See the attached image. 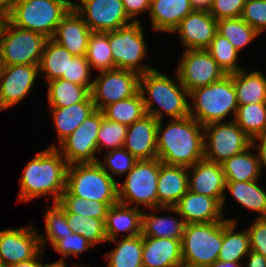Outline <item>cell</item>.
Here are the masks:
<instances>
[{
    "mask_svg": "<svg viewBox=\"0 0 266 267\" xmlns=\"http://www.w3.org/2000/svg\"><path fill=\"white\" fill-rule=\"evenodd\" d=\"M157 158L166 165L191 167L204 159V130L191 116L157 125Z\"/></svg>",
    "mask_w": 266,
    "mask_h": 267,
    "instance_id": "obj_1",
    "label": "cell"
},
{
    "mask_svg": "<svg viewBox=\"0 0 266 267\" xmlns=\"http://www.w3.org/2000/svg\"><path fill=\"white\" fill-rule=\"evenodd\" d=\"M69 164L56 148H46L27 162L20 183L19 202L47 196L52 203H58L66 190ZM50 194V195H49ZM52 195V196H51Z\"/></svg>",
    "mask_w": 266,
    "mask_h": 267,
    "instance_id": "obj_2",
    "label": "cell"
},
{
    "mask_svg": "<svg viewBox=\"0 0 266 267\" xmlns=\"http://www.w3.org/2000/svg\"><path fill=\"white\" fill-rule=\"evenodd\" d=\"M175 75L176 80L153 69L139 77V91L146 113L158 121L163 120L164 115L169 116V120L190 116L189 92L180 82L178 74Z\"/></svg>",
    "mask_w": 266,
    "mask_h": 267,
    "instance_id": "obj_3",
    "label": "cell"
},
{
    "mask_svg": "<svg viewBox=\"0 0 266 267\" xmlns=\"http://www.w3.org/2000/svg\"><path fill=\"white\" fill-rule=\"evenodd\" d=\"M190 116L205 126L213 122H226L231 115H236L238 102L232 74L210 85L199 87L189 93Z\"/></svg>",
    "mask_w": 266,
    "mask_h": 267,
    "instance_id": "obj_4",
    "label": "cell"
},
{
    "mask_svg": "<svg viewBox=\"0 0 266 267\" xmlns=\"http://www.w3.org/2000/svg\"><path fill=\"white\" fill-rule=\"evenodd\" d=\"M71 0H16L7 20L18 28L52 38L61 19L72 8Z\"/></svg>",
    "mask_w": 266,
    "mask_h": 267,
    "instance_id": "obj_5",
    "label": "cell"
},
{
    "mask_svg": "<svg viewBox=\"0 0 266 267\" xmlns=\"http://www.w3.org/2000/svg\"><path fill=\"white\" fill-rule=\"evenodd\" d=\"M161 163L158 158L137 160L123 176L124 181L117 182L118 202L142 210L158 208L157 182Z\"/></svg>",
    "mask_w": 266,
    "mask_h": 267,
    "instance_id": "obj_6",
    "label": "cell"
},
{
    "mask_svg": "<svg viewBox=\"0 0 266 267\" xmlns=\"http://www.w3.org/2000/svg\"><path fill=\"white\" fill-rule=\"evenodd\" d=\"M66 189L82 199L118 202V186L97 162L74 163L67 169Z\"/></svg>",
    "mask_w": 266,
    "mask_h": 267,
    "instance_id": "obj_7",
    "label": "cell"
},
{
    "mask_svg": "<svg viewBox=\"0 0 266 267\" xmlns=\"http://www.w3.org/2000/svg\"><path fill=\"white\" fill-rule=\"evenodd\" d=\"M223 241V221L186 224L181 239L183 261L210 267L218 260Z\"/></svg>",
    "mask_w": 266,
    "mask_h": 267,
    "instance_id": "obj_8",
    "label": "cell"
},
{
    "mask_svg": "<svg viewBox=\"0 0 266 267\" xmlns=\"http://www.w3.org/2000/svg\"><path fill=\"white\" fill-rule=\"evenodd\" d=\"M142 27V23L138 21L109 32V46L115 69L130 70L139 75L155 69L142 61L149 52Z\"/></svg>",
    "mask_w": 266,
    "mask_h": 267,
    "instance_id": "obj_9",
    "label": "cell"
},
{
    "mask_svg": "<svg viewBox=\"0 0 266 267\" xmlns=\"http://www.w3.org/2000/svg\"><path fill=\"white\" fill-rule=\"evenodd\" d=\"M47 37L16 27L7 19L0 33V57L4 66L39 65Z\"/></svg>",
    "mask_w": 266,
    "mask_h": 267,
    "instance_id": "obj_10",
    "label": "cell"
},
{
    "mask_svg": "<svg viewBox=\"0 0 266 267\" xmlns=\"http://www.w3.org/2000/svg\"><path fill=\"white\" fill-rule=\"evenodd\" d=\"M204 158L222 164L252 145V139L233 120L203 126Z\"/></svg>",
    "mask_w": 266,
    "mask_h": 267,
    "instance_id": "obj_11",
    "label": "cell"
},
{
    "mask_svg": "<svg viewBox=\"0 0 266 267\" xmlns=\"http://www.w3.org/2000/svg\"><path fill=\"white\" fill-rule=\"evenodd\" d=\"M103 120V112L95 110L84 122L59 145L52 144L67 163L97 162L98 155L97 137Z\"/></svg>",
    "mask_w": 266,
    "mask_h": 267,
    "instance_id": "obj_12",
    "label": "cell"
},
{
    "mask_svg": "<svg viewBox=\"0 0 266 267\" xmlns=\"http://www.w3.org/2000/svg\"><path fill=\"white\" fill-rule=\"evenodd\" d=\"M139 77L138 73L124 69L99 72L90 90L95 109L102 111L109 104L134 96L139 91Z\"/></svg>",
    "mask_w": 266,
    "mask_h": 267,
    "instance_id": "obj_13",
    "label": "cell"
},
{
    "mask_svg": "<svg viewBox=\"0 0 266 267\" xmlns=\"http://www.w3.org/2000/svg\"><path fill=\"white\" fill-rule=\"evenodd\" d=\"M180 59L175 73L189 93L227 75L205 49L185 50Z\"/></svg>",
    "mask_w": 266,
    "mask_h": 267,
    "instance_id": "obj_14",
    "label": "cell"
},
{
    "mask_svg": "<svg viewBox=\"0 0 266 267\" xmlns=\"http://www.w3.org/2000/svg\"><path fill=\"white\" fill-rule=\"evenodd\" d=\"M72 7L92 32H111L133 21L125 12L122 0H77Z\"/></svg>",
    "mask_w": 266,
    "mask_h": 267,
    "instance_id": "obj_15",
    "label": "cell"
},
{
    "mask_svg": "<svg viewBox=\"0 0 266 267\" xmlns=\"http://www.w3.org/2000/svg\"><path fill=\"white\" fill-rule=\"evenodd\" d=\"M33 226L0 230V260L6 267L28 261L42 250L39 232Z\"/></svg>",
    "mask_w": 266,
    "mask_h": 267,
    "instance_id": "obj_16",
    "label": "cell"
},
{
    "mask_svg": "<svg viewBox=\"0 0 266 267\" xmlns=\"http://www.w3.org/2000/svg\"><path fill=\"white\" fill-rule=\"evenodd\" d=\"M39 77L38 65L4 66L0 78V111L17 105L28 97Z\"/></svg>",
    "mask_w": 266,
    "mask_h": 267,
    "instance_id": "obj_17",
    "label": "cell"
},
{
    "mask_svg": "<svg viewBox=\"0 0 266 267\" xmlns=\"http://www.w3.org/2000/svg\"><path fill=\"white\" fill-rule=\"evenodd\" d=\"M225 187L226 179L221 164L204 158L188 168V189L194 193L217 198L221 202L224 215L228 197Z\"/></svg>",
    "mask_w": 266,
    "mask_h": 267,
    "instance_id": "obj_18",
    "label": "cell"
},
{
    "mask_svg": "<svg viewBox=\"0 0 266 267\" xmlns=\"http://www.w3.org/2000/svg\"><path fill=\"white\" fill-rule=\"evenodd\" d=\"M172 212L181 216L186 224L211 223L223 221L221 202L202 194L188 191L174 207H163V212Z\"/></svg>",
    "mask_w": 266,
    "mask_h": 267,
    "instance_id": "obj_19",
    "label": "cell"
},
{
    "mask_svg": "<svg viewBox=\"0 0 266 267\" xmlns=\"http://www.w3.org/2000/svg\"><path fill=\"white\" fill-rule=\"evenodd\" d=\"M176 32L185 50L206 49L217 33V20L209 11L193 10L181 20Z\"/></svg>",
    "mask_w": 266,
    "mask_h": 267,
    "instance_id": "obj_20",
    "label": "cell"
},
{
    "mask_svg": "<svg viewBox=\"0 0 266 267\" xmlns=\"http://www.w3.org/2000/svg\"><path fill=\"white\" fill-rule=\"evenodd\" d=\"M158 120L146 114L143 118L128 126L124 148L136 159L157 158Z\"/></svg>",
    "mask_w": 266,
    "mask_h": 267,
    "instance_id": "obj_21",
    "label": "cell"
},
{
    "mask_svg": "<svg viewBox=\"0 0 266 267\" xmlns=\"http://www.w3.org/2000/svg\"><path fill=\"white\" fill-rule=\"evenodd\" d=\"M91 30L72 7L61 19L52 39L73 56H85Z\"/></svg>",
    "mask_w": 266,
    "mask_h": 267,
    "instance_id": "obj_22",
    "label": "cell"
},
{
    "mask_svg": "<svg viewBox=\"0 0 266 267\" xmlns=\"http://www.w3.org/2000/svg\"><path fill=\"white\" fill-rule=\"evenodd\" d=\"M143 210L121 203L111 205L105 221L107 240H115L122 233L121 238L134 237L142 233ZM127 234V235H124Z\"/></svg>",
    "mask_w": 266,
    "mask_h": 267,
    "instance_id": "obj_23",
    "label": "cell"
},
{
    "mask_svg": "<svg viewBox=\"0 0 266 267\" xmlns=\"http://www.w3.org/2000/svg\"><path fill=\"white\" fill-rule=\"evenodd\" d=\"M188 191V168L161 163L157 182L158 207H174Z\"/></svg>",
    "mask_w": 266,
    "mask_h": 267,
    "instance_id": "obj_24",
    "label": "cell"
},
{
    "mask_svg": "<svg viewBox=\"0 0 266 267\" xmlns=\"http://www.w3.org/2000/svg\"><path fill=\"white\" fill-rule=\"evenodd\" d=\"M182 261L181 239L143 237V267H173Z\"/></svg>",
    "mask_w": 266,
    "mask_h": 267,
    "instance_id": "obj_25",
    "label": "cell"
},
{
    "mask_svg": "<svg viewBox=\"0 0 266 267\" xmlns=\"http://www.w3.org/2000/svg\"><path fill=\"white\" fill-rule=\"evenodd\" d=\"M193 10L189 0H151L148 14L152 30L173 33Z\"/></svg>",
    "mask_w": 266,
    "mask_h": 267,
    "instance_id": "obj_26",
    "label": "cell"
},
{
    "mask_svg": "<svg viewBox=\"0 0 266 267\" xmlns=\"http://www.w3.org/2000/svg\"><path fill=\"white\" fill-rule=\"evenodd\" d=\"M49 109V114H51L55 125L58 145L96 110L90 95L81 103L72 104L67 107H50Z\"/></svg>",
    "mask_w": 266,
    "mask_h": 267,
    "instance_id": "obj_27",
    "label": "cell"
},
{
    "mask_svg": "<svg viewBox=\"0 0 266 267\" xmlns=\"http://www.w3.org/2000/svg\"><path fill=\"white\" fill-rule=\"evenodd\" d=\"M237 220H223V241L218 254V260L242 262L251 251L250 238L247 229L237 231Z\"/></svg>",
    "mask_w": 266,
    "mask_h": 267,
    "instance_id": "obj_28",
    "label": "cell"
},
{
    "mask_svg": "<svg viewBox=\"0 0 266 267\" xmlns=\"http://www.w3.org/2000/svg\"><path fill=\"white\" fill-rule=\"evenodd\" d=\"M238 105L266 103V76L259 70L232 73Z\"/></svg>",
    "mask_w": 266,
    "mask_h": 267,
    "instance_id": "obj_29",
    "label": "cell"
},
{
    "mask_svg": "<svg viewBox=\"0 0 266 267\" xmlns=\"http://www.w3.org/2000/svg\"><path fill=\"white\" fill-rule=\"evenodd\" d=\"M148 210L151 212L153 210L155 213L143 212L141 233L143 237L182 239L186 223L181 216L180 219L174 218L173 215L158 216L156 211H163V207Z\"/></svg>",
    "mask_w": 266,
    "mask_h": 267,
    "instance_id": "obj_30",
    "label": "cell"
},
{
    "mask_svg": "<svg viewBox=\"0 0 266 267\" xmlns=\"http://www.w3.org/2000/svg\"><path fill=\"white\" fill-rule=\"evenodd\" d=\"M258 181H226L225 192L229 191L233 199L251 212L257 213V218H266V190Z\"/></svg>",
    "mask_w": 266,
    "mask_h": 267,
    "instance_id": "obj_31",
    "label": "cell"
},
{
    "mask_svg": "<svg viewBox=\"0 0 266 267\" xmlns=\"http://www.w3.org/2000/svg\"><path fill=\"white\" fill-rule=\"evenodd\" d=\"M74 56L52 38L47 39L39 62V75L46 82L67 76V67Z\"/></svg>",
    "mask_w": 266,
    "mask_h": 267,
    "instance_id": "obj_32",
    "label": "cell"
},
{
    "mask_svg": "<svg viewBox=\"0 0 266 267\" xmlns=\"http://www.w3.org/2000/svg\"><path fill=\"white\" fill-rule=\"evenodd\" d=\"M253 146L245 149L223 162L222 168L226 181H254L261 177L259 158Z\"/></svg>",
    "mask_w": 266,
    "mask_h": 267,
    "instance_id": "obj_33",
    "label": "cell"
},
{
    "mask_svg": "<svg viewBox=\"0 0 266 267\" xmlns=\"http://www.w3.org/2000/svg\"><path fill=\"white\" fill-rule=\"evenodd\" d=\"M119 239V240H118ZM108 243L117 245L106 253L107 267H143V236L137 235L128 238L108 240Z\"/></svg>",
    "mask_w": 266,
    "mask_h": 267,
    "instance_id": "obj_34",
    "label": "cell"
},
{
    "mask_svg": "<svg viewBox=\"0 0 266 267\" xmlns=\"http://www.w3.org/2000/svg\"><path fill=\"white\" fill-rule=\"evenodd\" d=\"M47 101L49 107H67L83 102L90 91L82 85H77L65 79L47 82Z\"/></svg>",
    "mask_w": 266,
    "mask_h": 267,
    "instance_id": "obj_35",
    "label": "cell"
},
{
    "mask_svg": "<svg viewBox=\"0 0 266 267\" xmlns=\"http://www.w3.org/2000/svg\"><path fill=\"white\" fill-rule=\"evenodd\" d=\"M102 112L108 120L126 126L132 125L147 114L140 91L128 99L109 104Z\"/></svg>",
    "mask_w": 266,
    "mask_h": 267,
    "instance_id": "obj_36",
    "label": "cell"
},
{
    "mask_svg": "<svg viewBox=\"0 0 266 267\" xmlns=\"http://www.w3.org/2000/svg\"><path fill=\"white\" fill-rule=\"evenodd\" d=\"M58 203L65 210V213L79 214L106 221L107 212L110 206L118 202H99L95 200L82 199L81 197L73 196L66 189L61 194Z\"/></svg>",
    "mask_w": 266,
    "mask_h": 267,
    "instance_id": "obj_37",
    "label": "cell"
},
{
    "mask_svg": "<svg viewBox=\"0 0 266 267\" xmlns=\"http://www.w3.org/2000/svg\"><path fill=\"white\" fill-rule=\"evenodd\" d=\"M234 121L251 139L266 133V103L239 105Z\"/></svg>",
    "mask_w": 266,
    "mask_h": 267,
    "instance_id": "obj_38",
    "label": "cell"
},
{
    "mask_svg": "<svg viewBox=\"0 0 266 267\" xmlns=\"http://www.w3.org/2000/svg\"><path fill=\"white\" fill-rule=\"evenodd\" d=\"M46 204L44 210L45 217V233L46 235H42L39 232L40 246L41 249L44 250L47 246V242L51 243V246L62 236L66 234H72L73 231L67 224L66 213L65 210L59 205V203Z\"/></svg>",
    "mask_w": 266,
    "mask_h": 267,
    "instance_id": "obj_39",
    "label": "cell"
},
{
    "mask_svg": "<svg viewBox=\"0 0 266 267\" xmlns=\"http://www.w3.org/2000/svg\"><path fill=\"white\" fill-rule=\"evenodd\" d=\"M85 57L93 70L101 72L115 69L109 46V32H91Z\"/></svg>",
    "mask_w": 266,
    "mask_h": 267,
    "instance_id": "obj_40",
    "label": "cell"
},
{
    "mask_svg": "<svg viewBox=\"0 0 266 267\" xmlns=\"http://www.w3.org/2000/svg\"><path fill=\"white\" fill-rule=\"evenodd\" d=\"M217 32L223 37H226L239 52L260 35L241 17L218 20Z\"/></svg>",
    "mask_w": 266,
    "mask_h": 267,
    "instance_id": "obj_41",
    "label": "cell"
},
{
    "mask_svg": "<svg viewBox=\"0 0 266 267\" xmlns=\"http://www.w3.org/2000/svg\"><path fill=\"white\" fill-rule=\"evenodd\" d=\"M205 50L226 74H232L244 69L237 63L240 52L234 48L226 37H223L218 32Z\"/></svg>",
    "mask_w": 266,
    "mask_h": 267,
    "instance_id": "obj_42",
    "label": "cell"
},
{
    "mask_svg": "<svg viewBox=\"0 0 266 267\" xmlns=\"http://www.w3.org/2000/svg\"><path fill=\"white\" fill-rule=\"evenodd\" d=\"M66 219L73 233L86 238L94 248L100 243H107L104 220L73 213H66Z\"/></svg>",
    "mask_w": 266,
    "mask_h": 267,
    "instance_id": "obj_43",
    "label": "cell"
},
{
    "mask_svg": "<svg viewBox=\"0 0 266 267\" xmlns=\"http://www.w3.org/2000/svg\"><path fill=\"white\" fill-rule=\"evenodd\" d=\"M128 126L118 122L110 121L104 117L98 131L97 145L98 153L104 152V148L109 151L122 148L127 135Z\"/></svg>",
    "mask_w": 266,
    "mask_h": 267,
    "instance_id": "obj_44",
    "label": "cell"
},
{
    "mask_svg": "<svg viewBox=\"0 0 266 267\" xmlns=\"http://www.w3.org/2000/svg\"><path fill=\"white\" fill-rule=\"evenodd\" d=\"M103 161L97 160V163L115 180L116 176L126 175L135 165L136 159L124 147L111 150L104 154Z\"/></svg>",
    "mask_w": 266,
    "mask_h": 267,
    "instance_id": "obj_45",
    "label": "cell"
},
{
    "mask_svg": "<svg viewBox=\"0 0 266 267\" xmlns=\"http://www.w3.org/2000/svg\"><path fill=\"white\" fill-rule=\"evenodd\" d=\"M91 247L94 246L78 233L66 234L52 245L54 251L61 255L58 261H66L65 259L71 256L80 257V254L88 251Z\"/></svg>",
    "mask_w": 266,
    "mask_h": 267,
    "instance_id": "obj_46",
    "label": "cell"
},
{
    "mask_svg": "<svg viewBox=\"0 0 266 267\" xmlns=\"http://www.w3.org/2000/svg\"><path fill=\"white\" fill-rule=\"evenodd\" d=\"M91 74L92 69L86 57L74 56L67 67V76H62L61 79L85 86L90 91L93 83Z\"/></svg>",
    "mask_w": 266,
    "mask_h": 267,
    "instance_id": "obj_47",
    "label": "cell"
},
{
    "mask_svg": "<svg viewBox=\"0 0 266 267\" xmlns=\"http://www.w3.org/2000/svg\"><path fill=\"white\" fill-rule=\"evenodd\" d=\"M241 18L260 35L266 31V0H246Z\"/></svg>",
    "mask_w": 266,
    "mask_h": 267,
    "instance_id": "obj_48",
    "label": "cell"
},
{
    "mask_svg": "<svg viewBox=\"0 0 266 267\" xmlns=\"http://www.w3.org/2000/svg\"><path fill=\"white\" fill-rule=\"evenodd\" d=\"M246 0H213L209 13L220 19L241 17Z\"/></svg>",
    "mask_w": 266,
    "mask_h": 267,
    "instance_id": "obj_49",
    "label": "cell"
},
{
    "mask_svg": "<svg viewBox=\"0 0 266 267\" xmlns=\"http://www.w3.org/2000/svg\"><path fill=\"white\" fill-rule=\"evenodd\" d=\"M247 231L251 251L262 254L266 258V218H255Z\"/></svg>",
    "mask_w": 266,
    "mask_h": 267,
    "instance_id": "obj_50",
    "label": "cell"
},
{
    "mask_svg": "<svg viewBox=\"0 0 266 267\" xmlns=\"http://www.w3.org/2000/svg\"><path fill=\"white\" fill-rule=\"evenodd\" d=\"M150 2L151 0H122L126 14L133 22L142 21L138 17L141 13L150 11Z\"/></svg>",
    "mask_w": 266,
    "mask_h": 267,
    "instance_id": "obj_51",
    "label": "cell"
},
{
    "mask_svg": "<svg viewBox=\"0 0 266 267\" xmlns=\"http://www.w3.org/2000/svg\"><path fill=\"white\" fill-rule=\"evenodd\" d=\"M252 146L254 149H257L256 152L259 158L260 168L263 171L266 168V133L253 138Z\"/></svg>",
    "mask_w": 266,
    "mask_h": 267,
    "instance_id": "obj_52",
    "label": "cell"
},
{
    "mask_svg": "<svg viewBox=\"0 0 266 267\" xmlns=\"http://www.w3.org/2000/svg\"><path fill=\"white\" fill-rule=\"evenodd\" d=\"M244 267H266V258L262 254L250 251Z\"/></svg>",
    "mask_w": 266,
    "mask_h": 267,
    "instance_id": "obj_53",
    "label": "cell"
},
{
    "mask_svg": "<svg viewBox=\"0 0 266 267\" xmlns=\"http://www.w3.org/2000/svg\"><path fill=\"white\" fill-rule=\"evenodd\" d=\"M44 250H41L34 258L24 261V262H19L13 265H10L8 267H43V263L40 262L41 258H43Z\"/></svg>",
    "mask_w": 266,
    "mask_h": 267,
    "instance_id": "obj_54",
    "label": "cell"
},
{
    "mask_svg": "<svg viewBox=\"0 0 266 267\" xmlns=\"http://www.w3.org/2000/svg\"><path fill=\"white\" fill-rule=\"evenodd\" d=\"M194 10L209 11L213 0H189Z\"/></svg>",
    "mask_w": 266,
    "mask_h": 267,
    "instance_id": "obj_55",
    "label": "cell"
},
{
    "mask_svg": "<svg viewBox=\"0 0 266 267\" xmlns=\"http://www.w3.org/2000/svg\"><path fill=\"white\" fill-rule=\"evenodd\" d=\"M15 2L16 0H0V16L7 19Z\"/></svg>",
    "mask_w": 266,
    "mask_h": 267,
    "instance_id": "obj_56",
    "label": "cell"
},
{
    "mask_svg": "<svg viewBox=\"0 0 266 267\" xmlns=\"http://www.w3.org/2000/svg\"><path fill=\"white\" fill-rule=\"evenodd\" d=\"M241 262L215 261L210 267H243Z\"/></svg>",
    "mask_w": 266,
    "mask_h": 267,
    "instance_id": "obj_57",
    "label": "cell"
},
{
    "mask_svg": "<svg viewBox=\"0 0 266 267\" xmlns=\"http://www.w3.org/2000/svg\"><path fill=\"white\" fill-rule=\"evenodd\" d=\"M67 261H55V262H53V263H45L44 265H43V267H68V265H67V263H66ZM72 265H74V267H86L87 265H80V263H78L77 264V262H75V263H73ZM87 267H89V266H87Z\"/></svg>",
    "mask_w": 266,
    "mask_h": 267,
    "instance_id": "obj_58",
    "label": "cell"
},
{
    "mask_svg": "<svg viewBox=\"0 0 266 267\" xmlns=\"http://www.w3.org/2000/svg\"><path fill=\"white\" fill-rule=\"evenodd\" d=\"M173 267H203V266H197V265L189 264V263L182 261V262L174 265Z\"/></svg>",
    "mask_w": 266,
    "mask_h": 267,
    "instance_id": "obj_59",
    "label": "cell"
},
{
    "mask_svg": "<svg viewBox=\"0 0 266 267\" xmlns=\"http://www.w3.org/2000/svg\"><path fill=\"white\" fill-rule=\"evenodd\" d=\"M6 21V18L5 17H2V16H0V33H1V29H2V27H3V24H4V22Z\"/></svg>",
    "mask_w": 266,
    "mask_h": 267,
    "instance_id": "obj_60",
    "label": "cell"
},
{
    "mask_svg": "<svg viewBox=\"0 0 266 267\" xmlns=\"http://www.w3.org/2000/svg\"><path fill=\"white\" fill-rule=\"evenodd\" d=\"M3 68H4V64H3V61H2V59L0 57V78L2 76Z\"/></svg>",
    "mask_w": 266,
    "mask_h": 267,
    "instance_id": "obj_61",
    "label": "cell"
},
{
    "mask_svg": "<svg viewBox=\"0 0 266 267\" xmlns=\"http://www.w3.org/2000/svg\"><path fill=\"white\" fill-rule=\"evenodd\" d=\"M0 267H6L1 260H0Z\"/></svg>",
    "mask_w": 266,
    "mask_h": 267,
    "instance_id": "obj_62",
    "label": "cell"
}]
</instances>
